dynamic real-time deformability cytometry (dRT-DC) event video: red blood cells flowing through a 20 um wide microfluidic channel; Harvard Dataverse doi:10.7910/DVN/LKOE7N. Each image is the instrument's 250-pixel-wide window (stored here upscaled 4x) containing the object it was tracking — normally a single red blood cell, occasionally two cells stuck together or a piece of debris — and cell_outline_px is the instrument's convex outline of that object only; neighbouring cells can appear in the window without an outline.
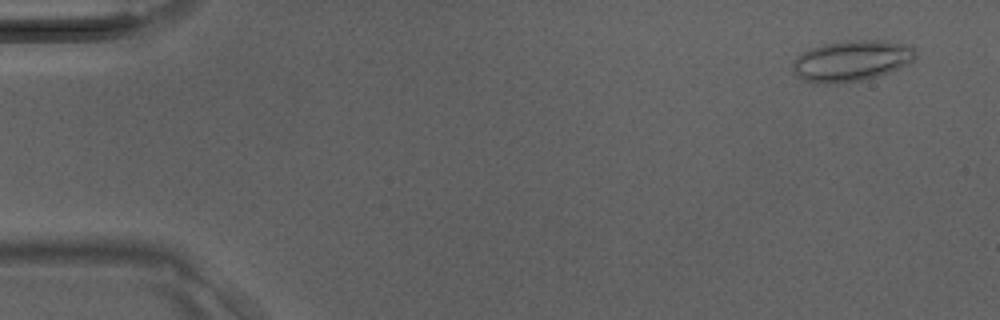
{"species": "Egyptian fruit bat (a non-hibernating species)", "species_latin": "Rousettus aegyptiacus", "temperature_condition": "room temperature", "stored_images_in_passage": 13, "camera_frame_rate_fps": 3000, "um_per_image_px": 0.085, "animal": {"sex": "male"}, "frame": {"image": 1, "passage_image": 3, "time_ms": 0.667, "image_size_px": [1000, 320], "cell_outline_px": [[916, 56], [908, 64], [888, 72], [876, 76], [860, 80], [836, 84], [816, 84], [804, 80], [796, 76], [792, 68], [792, 60], [796, 56], [812, 48], [824, 44], [848, 40], [884, 40], [912, 48], [916, 52]], "centroid_in_image_um": [72.3, 5.18], "position_along_channel_um": 12.7, "area_um2": 29.07}}